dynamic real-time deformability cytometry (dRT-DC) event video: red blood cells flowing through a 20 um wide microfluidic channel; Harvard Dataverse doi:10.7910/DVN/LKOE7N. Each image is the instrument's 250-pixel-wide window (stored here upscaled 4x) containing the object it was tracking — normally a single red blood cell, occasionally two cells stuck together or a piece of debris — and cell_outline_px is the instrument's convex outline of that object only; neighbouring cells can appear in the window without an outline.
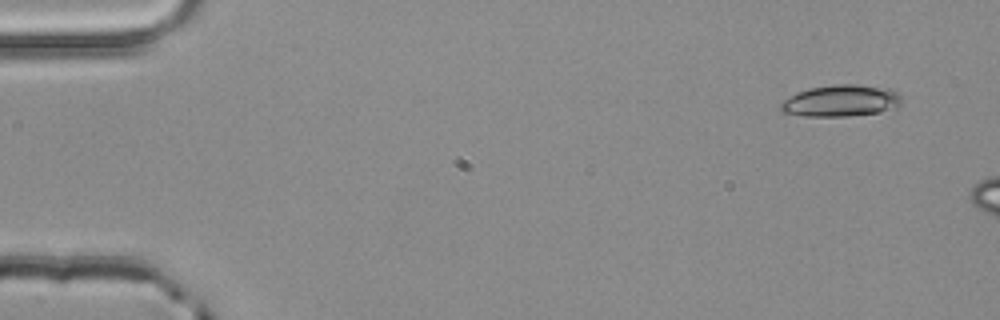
{"species": "common noctule bat (a hibernating species)", "species_latin": "Nyctalus noctula", "temperature_condition": "room temperature", "stored_images_in_passage": 2, "camera_frame_rate_fps": 3000, "um_per_image_px": 0.085, "animal": {"sex": "male", "body_mass_g": 20.4}, "frame": {"image": 1, "passage_image": 1, "time_ms": 0.0, "image_size_px": [1000, 320], "cell_outline_px": [[900, 104], [896, 108], [880, 112], [848, 116], [804, 116], [780, 112], [780, 100], [796, 92], [812, 88], [832, 84], [856, 84], [888, 88], [896, 92], [900, 96]], "centroid_in_image_um": [71.43, 8.56], "position_along_channel_um": 13.6, "area_um2": 22.48}}